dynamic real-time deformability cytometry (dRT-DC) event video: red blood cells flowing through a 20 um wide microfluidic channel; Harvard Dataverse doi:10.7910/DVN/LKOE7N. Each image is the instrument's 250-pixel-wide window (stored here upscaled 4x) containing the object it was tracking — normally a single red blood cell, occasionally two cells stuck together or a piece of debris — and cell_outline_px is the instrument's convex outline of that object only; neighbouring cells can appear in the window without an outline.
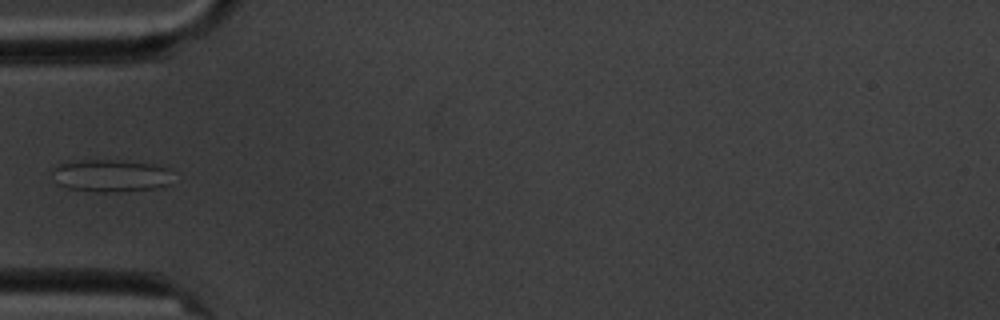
{"species": "common noctule bat (a hibernating species)", "species_latin": "Nyctalus noctula", "temperature_condition": "cold", "stored_images_in_passage": 15, "camera_frame_rate_fps": 3000, "um_per_image_px": 0.085, "animal": {"sex": "male", "body_mass_g": 20.1, "forearm_length_mm": 53.5}, "frame": {"image": 1, "passage_image": 5, "time_ms": 5.667, "image_size_px": [1000, 320], "cell_outline_px": [[168, 184], [160, 188], [112, 192], [96, 192], [68, 188], [56, 184], [48, 168], [56, 164], [84, 160], [124, 160], [152, 164], [168, 168]], "centroid_in_image_um": [9.29, 14.93], "position_along_channel_um": 75.7, "area_um2": 23.0}}
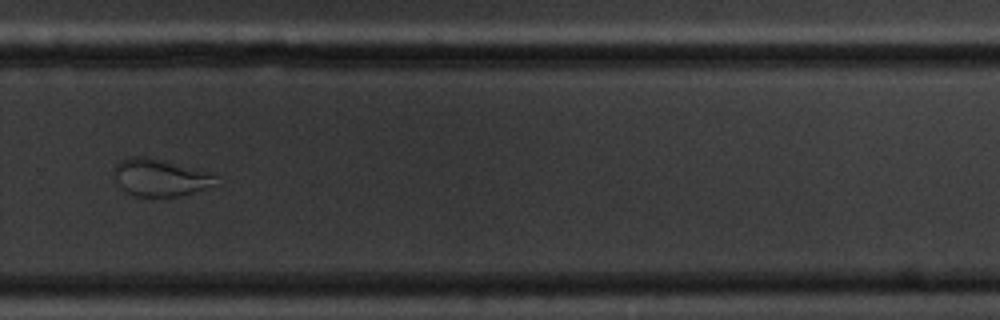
{"frame": {"image": 2, "passage_image": 11, "time_ms": 12.667, "image_size_px": [1000, 320], "cell_outline_px": [[224, 184], [176, 196], [136, 196], [128, 192], [112, 176], [116, 164], [120, 160], [128, 156], [148, 156], [208, 172], [216, 176]], "centroid_in_image_um": [13.66, 15.07], "position_along_channel_um": 316.1, "area_um2": 22.2}}
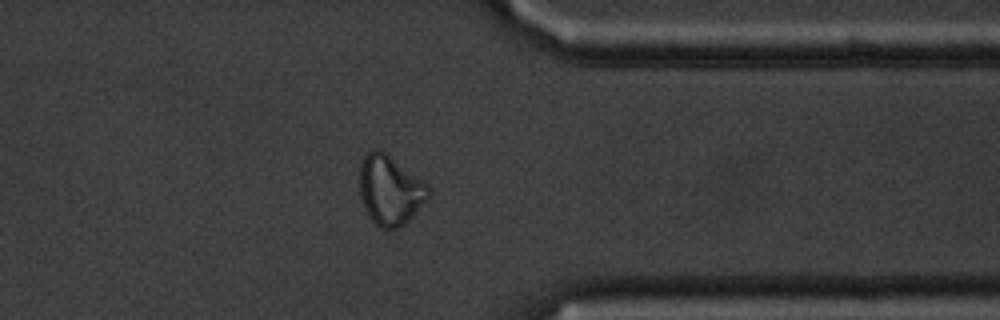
{"frame": {"image": 3, "passage_image": 13, "time_ms": 14.667, "image_size_px": [1000, 320], "cell_outline_px": [[432, 196], [404, 224], [396, 228], [380, 228], [368, 216], [364, 208], [360, 196], [360, 164], [364, 156], [372, 148], [380, 148], [432, 188]], "centroid_in_image_um": [33.16, 16.15], "position_along_channel_um": 378.2, "area_um2": 28.03}, "authors_computed_cell_mechanics": {"area_um2": 26.6458, "velocity_mm_per_s": 3.4309, "shape_relaxation_time_tau1_ms": null, "shape_relaxation_time_tau2_ms": 1.2619, "deformation_change_tau1": null, "deformation_change_tau2": 0.0887}}